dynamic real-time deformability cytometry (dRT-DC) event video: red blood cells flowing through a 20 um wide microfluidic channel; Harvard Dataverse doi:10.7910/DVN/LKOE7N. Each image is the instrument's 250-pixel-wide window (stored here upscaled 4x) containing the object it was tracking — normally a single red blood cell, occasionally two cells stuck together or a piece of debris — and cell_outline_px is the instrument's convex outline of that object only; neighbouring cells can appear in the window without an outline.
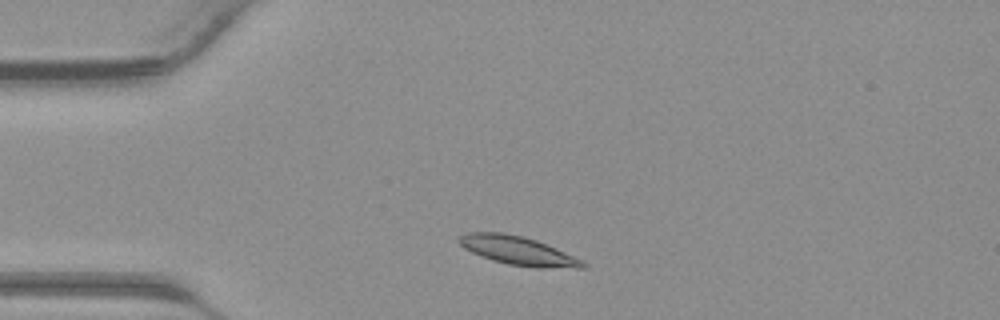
{"species": "common noctule bat (a hibernating species)", "species_latin": "Nyctalus noctula", "temperature_condition": "warm", "stored_images_in_passage": 34, "camera_frame_rate_fps": 3000, "um_per_image_px": 0.085, "animal": {"sex": "male", "body_mass_g": 23.1, "forearm_length_mm": 52.7}, "frame": {"image": 1, "passage_image": 2, "time_ms": 0.333, "image_size_px": [1000, 320], "cell_outline_px": [[588, 268], [536, 268], [508, 264], [492, 260], [480, 256], [464, 248], [456, 240], [460, 236], [468, 232], [504, 232], [536, 240], [584, 260], [588, 264]], "centroid_in_image_um": [44.06, 21.32], "position_along_channel_um": 40.9, "area_um2": 20.81}}
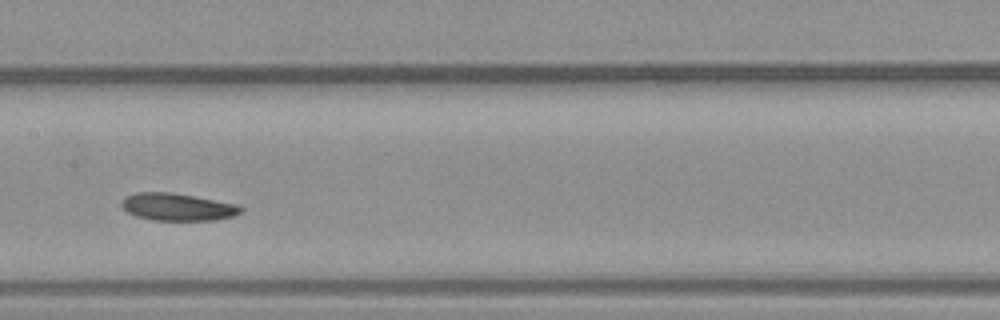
{"frame": {"image": 2, "passage_image": 13, "time_ms": 4.0, "image_size_px": [1000, 320], "cell_outline_px": [[244, 208], [240, 212], [232, 216], [212, 220], [152, 220], [136, 216], [128, 212], [120, 204], [128, 196], [136, 192], [168, 192], [192, 196], [236, 204]], "centroid_in_image_um": [15.07, 17.59], "position_along_channel_um": 192.3, "area_um2": 18.61}}
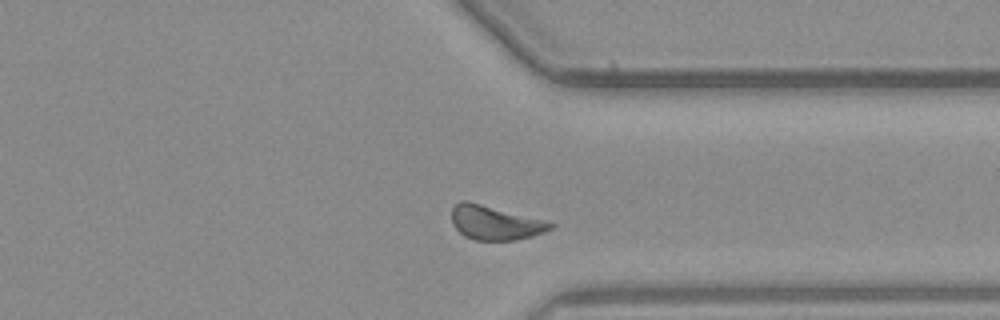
{"frame": {"image": 3, "passage_image": 24, "time_ms": 7.667, "image_size_px": [1000, 320], "cell_outline_px": [[556, 224], [552, 228], [544, 232], [532, 236], [516, 240], [476, 240], [464, 236], [452, 224], [452, 204], [460, 200], [468, 200], [544, 220]], "centroid_in_image_um": [42.05, 18.91], "position_along_channel_um": 369.4, "area_um2": 19.77}}